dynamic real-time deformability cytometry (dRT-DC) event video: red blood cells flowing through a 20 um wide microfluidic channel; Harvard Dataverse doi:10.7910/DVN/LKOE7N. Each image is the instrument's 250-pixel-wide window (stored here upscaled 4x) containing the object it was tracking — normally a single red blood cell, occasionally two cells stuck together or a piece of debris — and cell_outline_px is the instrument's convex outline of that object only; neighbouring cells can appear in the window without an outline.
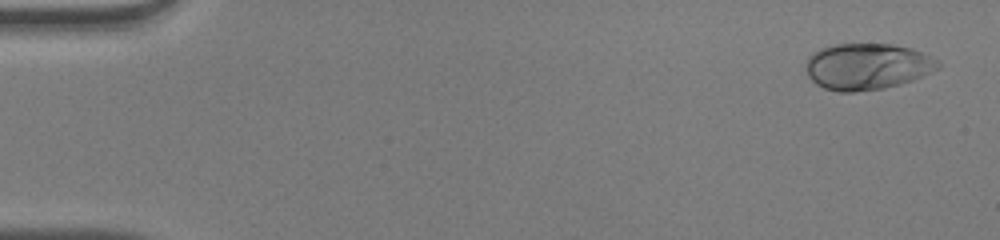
{"species": "human", "species_latin": "Homo sapiens", "temperature_condition": "warm", "stored_images_in_passage": 49, "camera_frame_rate_fps": 3000, "um_per_image_px": 0.085, "donor": {"sex": "male"}, "frame": {"image": 1, "passage_image": 1, "time_ms": 0.0, "image_size_px": [1000, 240], "cell_outline_px": [[940, 68], [932, 72], [912, 80], [900, 84], [884, 88], [852, 92], [836, 92], [824, 88], [816, 84], [808, 76], [804, 64], [808, 56], [812, 52], [820, 48], [832, 44], [892, 44], [912, 48], [940, 60]], "centroid_in_image_um": [73.69, 5.64], "position_along_channel_um": 11.3, "area_um2": 36.13}}
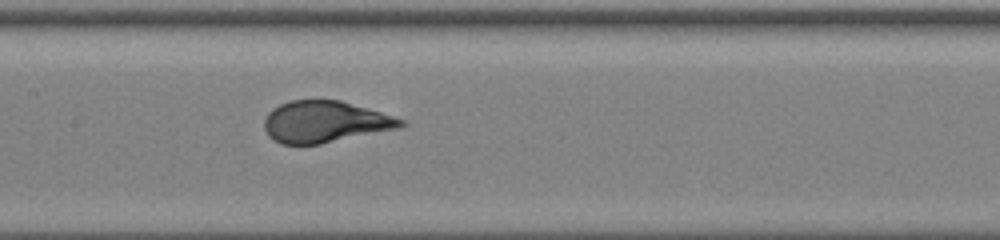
{"frame": {"image": 2, "passage_image": 24, "time_ms": 7.667, "image_size_px": [1000, 240], "cell_outline_px": [[408, 124], [400, 128], [320, 144], [280, 144], [272, 140], [268, 136], [264, 128], [264, 120], [268, 112], [272, 108], [280, 104], [292, 100], [340, 100], [408, 120]], "centroid_in_image_um": [27.64, 10.36], "position_along_channel_um": 179.8, "area_um2": 33.29}}
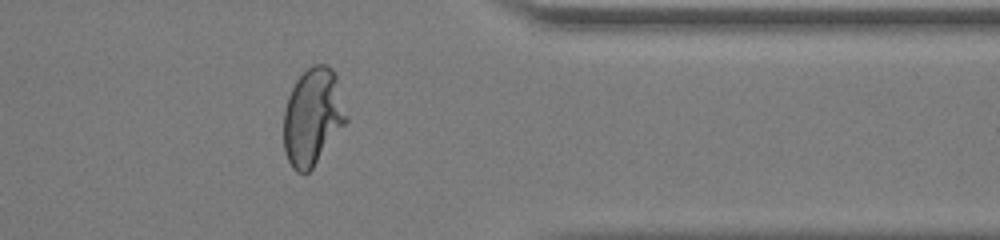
{"frame": {"image": 3, "passage_image": 40, "time_ms": 13.0, "image_size_px": [1000, 240], "cell_outline_px": [[348, 120], [312, 168], [308, 172], [296, 172], [292, 168], [284, 152], [284, 108], [288, 96], [296, 80], [312, 64], [324, 64], [332, 68], [336, 72], [348, 116]], "centroid_in_image_um": [26.59, 9.9], "position_along_channel_um": 384.8, "area_um2": 35.55}, "authors_computed_cell_mechanics": {"area_um2": 34.102, "velocity_mm_per_s": 4.0634, "shape_relaxation_time_tau1_ms": 3.9815, "shape_relaxation_time_tau2_ms": null, "deformation_change_tau1": 0.2347, "deformation_change_tau2": null}}